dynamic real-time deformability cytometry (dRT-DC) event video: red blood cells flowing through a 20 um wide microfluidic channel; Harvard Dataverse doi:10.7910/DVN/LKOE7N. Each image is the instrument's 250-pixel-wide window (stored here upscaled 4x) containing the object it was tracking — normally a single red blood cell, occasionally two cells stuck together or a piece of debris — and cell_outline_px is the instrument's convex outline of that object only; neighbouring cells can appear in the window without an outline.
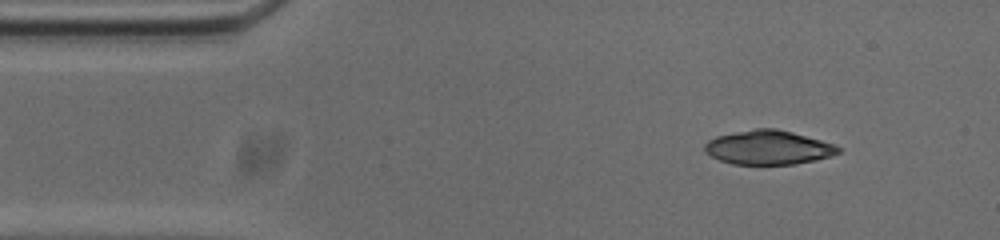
{"species": "common noctule bat (a hibernating species)", "species_latin": "Nyctalus noctula", "temperature_condition": "cold", "stored_images_in_passage": 52, "camera_frame_rate_fps": 3000, "um_per_image_px": 0.085, "animal": {"sex": "male", "body_mass_g": 20.0, "forearm_length_mm": 53.3}, "frame": {"image": 1, "passage_image": 5, "time_ms": 1.333, "image_size_px": [1000, 240], "cell_outline_px": [[840, 152], [832, 156], [816, 160], [796, 164], [732, 164], [720, 160], [704, 152], [704, 144], [708, 140], [716, 136], [756, 128], [776, 128], [792, 132], [820, 140], [832, 144], [840, 148]], "centroid_in_image_um": [65.29, 12.54], "position_along_channel_um": 19.7, "area_um2": 26.47}}